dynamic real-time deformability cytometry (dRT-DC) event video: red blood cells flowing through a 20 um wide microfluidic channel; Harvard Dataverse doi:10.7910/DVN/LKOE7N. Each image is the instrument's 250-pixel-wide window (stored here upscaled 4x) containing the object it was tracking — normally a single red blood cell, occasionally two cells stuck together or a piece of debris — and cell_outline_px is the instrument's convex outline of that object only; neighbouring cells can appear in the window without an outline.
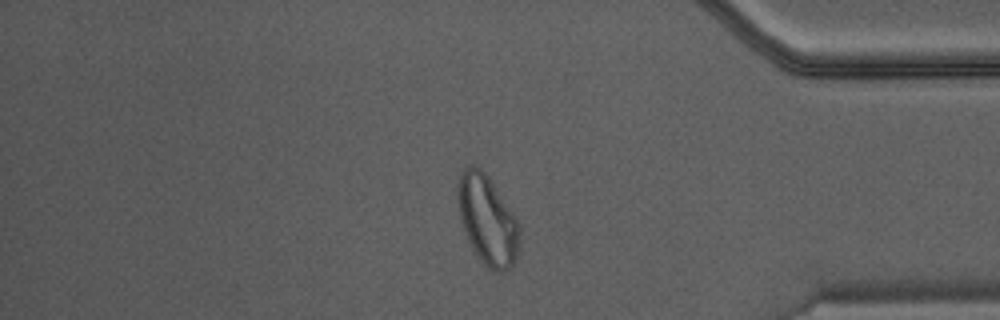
{"species": "Egyptian fruit bat (a non-hibernating species)", "species_latin": "Rousettus aegyptiacus", "temperature_condition": "warm", "stored_images_in_passage": 47, "camera_frame_rate_fps": 3000, "um_per_image_px": 0.085, "animal": {"sex": "male"}, "frame": {"image": 1, "passage_image": 40, "time_ms": 13.0, "image_size_px": [1000, 320], "cell_outline_px": [[520, 244], [516, 264], [504, 272], [496, 272], [484, 264], [468, 240], [460, 216], [456, 196], [456, 184], [460, 172], [464, 168], [472, 164], [476, 164], [488, 176], [516, 216], [520, 224]], "centroid_in_image_um": [41.45, 18.68], "position_along_channel_um": 393.7, "area_um2": 32.66}}
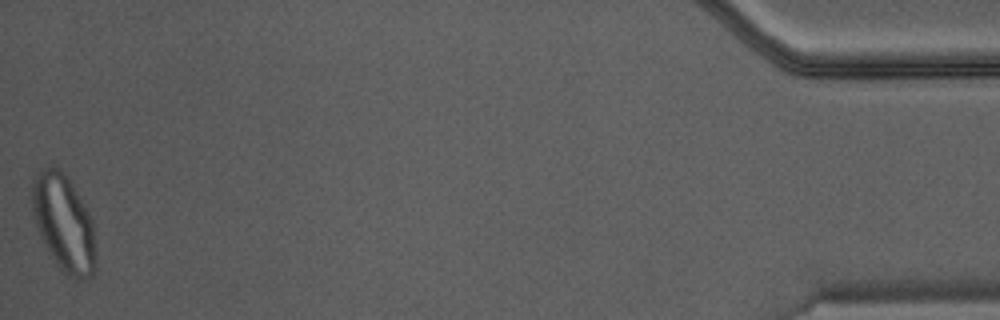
{"frame": {"image": 2, "passage_image": 47, "time_ms": 15.333, "image_size_px": [1000, 320], "cell_outline_px": [[96, 268], [92, 276], [80, 280], [76, 280], [64, 272], [60, 268], [48, 252], [36, 228], [32, 212], [32, 176], [48, 164], [52, 164], [64, 172], [88, 212], [92, 224], [96, 260]], "centroid_in_image_um": [5.38, 18.94], "position_along_channel_um": 429.8, "area_um2": 35.95}}